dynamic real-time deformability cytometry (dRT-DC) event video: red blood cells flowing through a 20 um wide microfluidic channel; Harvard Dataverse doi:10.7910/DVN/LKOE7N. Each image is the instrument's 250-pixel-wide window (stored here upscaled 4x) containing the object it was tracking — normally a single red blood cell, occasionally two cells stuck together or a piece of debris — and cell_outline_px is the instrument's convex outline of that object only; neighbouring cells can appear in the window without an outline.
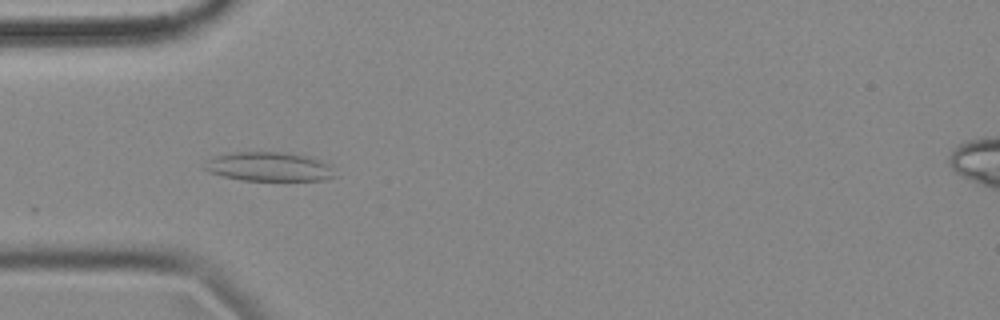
{"species": "common noctule bat (a hibernating species)", "species_latin": "Nyctalus noctula", "temperature_condition": "cold", "stored_images_in_passage": 40, "camera_frame_rate_fps": 3000, "um_per_image_px": 0.085, "animal": {"sex": "female", "body_mass_g": 18.4}, "frame": {"image": 1, "passage_image": 1, "time_ms": 0.0, "image_size_px": [1000, 320], "cell_outline_px": [[336, 176], [324, 180], [244, 180], [224, 176], [200, 168], [212, 156], [232, 152], [288, 152], [320, 160], [332, 164]], "centroid_in_image_um": [22.88, 14.16], "position_along_channel_um": 62.1, "area_um2": 22.2}}
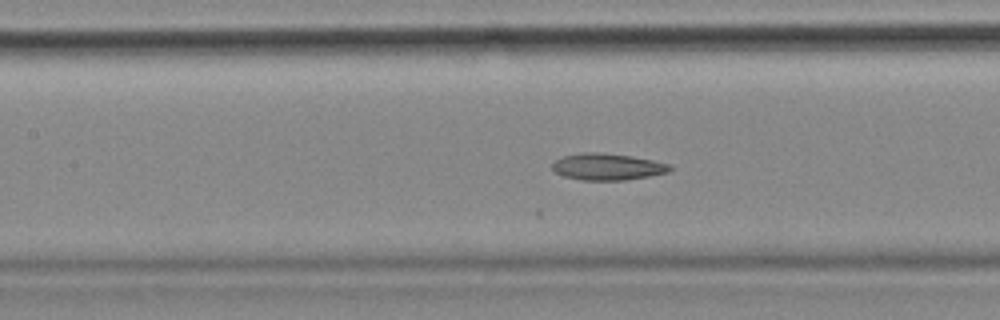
{"frame": {"image": 2, "passage_image": 9, "time_ms": 2.667, "image_size_px": [1000, 320], "cell_outline_px": [[672, 168], [668, 172], [648, 176], [624, 180], [580, 180], [564, 176], [556, 172], [552, 168], [552, 164], [556, 160], [564, 156], [584, 152], [604, 152], [632, 156], [672, 164]], "centroid_in_image_um": [51.65, 14.16], "position_along_channel_um": 155.8, "area_um2": 18.26}}
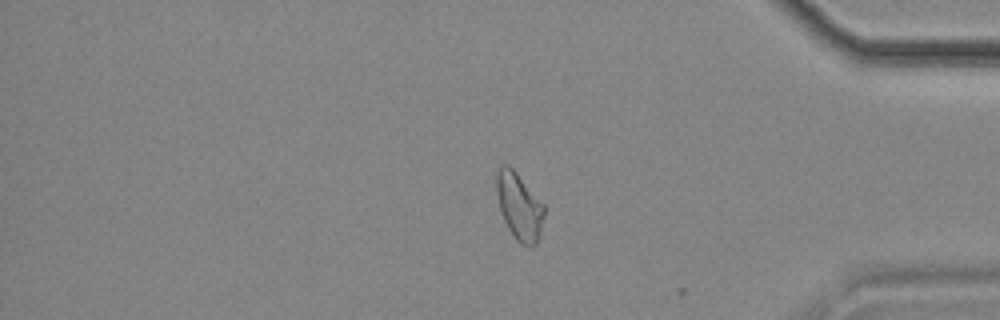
{"frame": {"image": 3, "passage_image": 31, "time_ms": 10.0, "image_size_px": [1000, 320], "cell_outline_px": [[544, 216], [540, 236], [536, 244], [532, 248], [520, 244], [516, 240], [508, 228], [504, 220], [500, 208], [496, 192], [496, 172], [500, 164], [508, 164], [516, 172], [544, 204]], "centroid_in_image_um": [44.14, 17.55], "position_along_channel_um": 391.1, "area_um2": 18.79}, "authors_computed_cell_mechanics": {"area_um2": 18.2359, "velocity_mm_per_s": 3.5592, "shape_relaxation_time_tau1_ms": null, "shape_relaxation_time_tau2_ms": 5.8959, "deformation_change_tau1": null, "deformation_change_tau2": 0.0984}}